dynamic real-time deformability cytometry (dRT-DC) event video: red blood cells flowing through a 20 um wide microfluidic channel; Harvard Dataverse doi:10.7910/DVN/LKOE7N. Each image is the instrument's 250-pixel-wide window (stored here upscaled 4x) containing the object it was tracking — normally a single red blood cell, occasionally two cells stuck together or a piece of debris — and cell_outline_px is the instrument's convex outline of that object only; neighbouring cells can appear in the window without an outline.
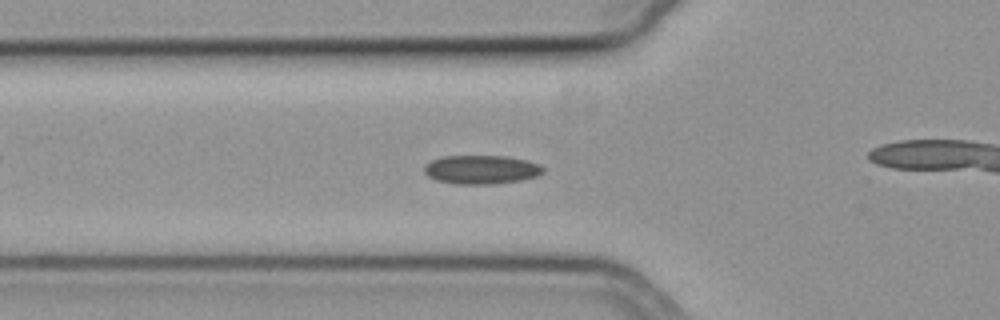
{"species": "common noctule bat (a hibernating species)", "species_latin": "Nyctalus noctula", "temperature_condition": "cold", "stored_images_in_passage": 57, "camera_frame_rate_fps": 3000, "um_per_image_px": 0.085, "animal": {"sex": "female", "body_mass_g": 19.3, "forearm_length_mm": 54.1}, "frame": {"image": 1, "passage_image": 20, "time_ms": 6.333, "image_size_px": [1000, 320], "cell_outline_px": [[544, 172], [536, 176], [520, 180], [496, 184], [456, 184], [436, 180], [428, 176], [424, 172], [424, 164], [432, 160], [444, 156], [508, 156], [528, 160], [540, 164], [544, 168]], "centroid_in_image_um": [40.92, 14.41], "position_along_channel_um": 84.9, "area_um2": 20.11}}
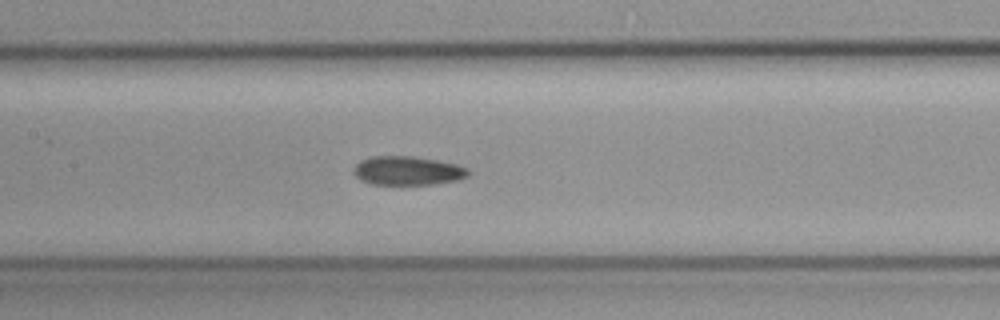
{"frame": {"image": 2, "passage_image": 27, "time_ms": 8.667, "image_size_px": [1000, 320], "cell_outline_px": [[468, 176], [456, 180], [432, 184], [372, 184], [360, 180], [352, 172], [352, 168], [360, 160], [372, 156], [412, 156], [436, 160], [456, 164], [468, 168]], "centroid_in_image_um": [34.59, 14.5], "position_along_channel_um": 172.8, "area_um2": 19.25}}
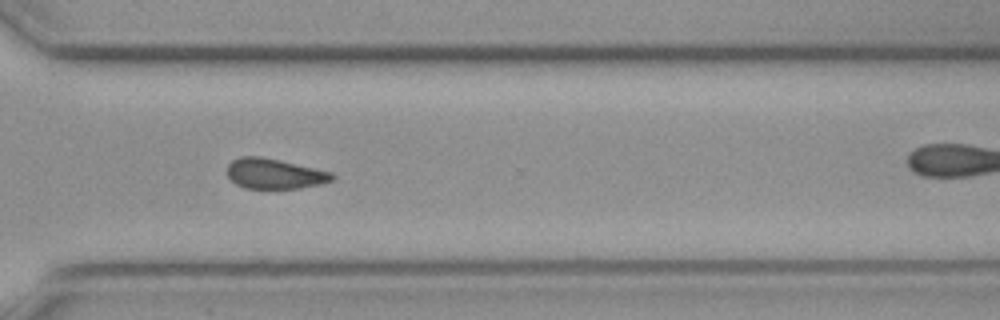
{"frame": {"image": 3, "passage_image": 41, "time_ms": 13.333, "image_size_px": [1000, 320], "cell_outline_px": [[336, 176], [332, 180], [324, 184], [300, 188], [244, 188], [236, 184], [228, 176], [228, 164], [232, 160], [240, 156], [260, 156], [280, 160], [316, 168], [332, 172]], "centroid_in_image_um": [23.36, 14.76], "position_along_channel_um": 347.2, "area_um2": 18.61}, "authors_computed_cell_mechanics": {"area_um2": 19.4208, "velocity_mm_per_s": 3.7494, "shape_relaxation_time_tau1_ms": null, "shape_relaxation_time_tau2_ms": 8.8826, "deformation_change_tau1": null, "deformation_change_tau2": 0.1432}}